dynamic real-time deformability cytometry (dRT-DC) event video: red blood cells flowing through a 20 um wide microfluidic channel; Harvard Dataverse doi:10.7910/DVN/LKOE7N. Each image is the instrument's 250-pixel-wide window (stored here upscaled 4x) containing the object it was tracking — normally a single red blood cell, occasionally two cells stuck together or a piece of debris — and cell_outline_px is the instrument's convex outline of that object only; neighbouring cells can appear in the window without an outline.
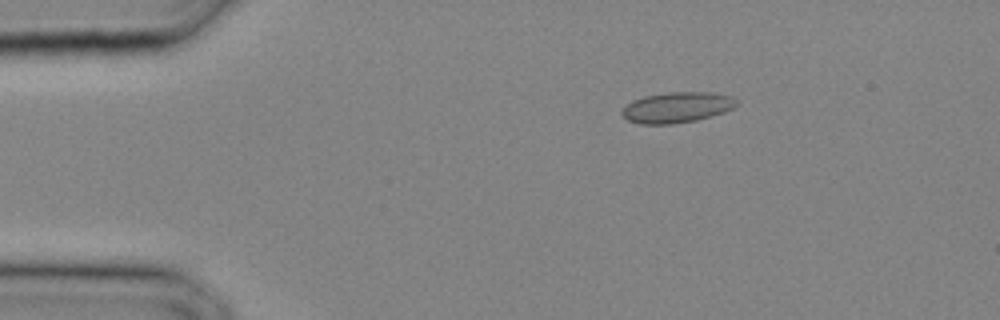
{"species": "common noctule bat (a hibernating species)", "species_latin": "Nyctalus noctula", "temperature_condition": "cold", "stored_images_in_passage": 28, "camera_frame_rate_fps": 3000, "um_per_image_px": 0.085, "animal": {"sex": "male", "body_mass_g": 20.4}, "frame": {"image": 1, "passage_image": 5, "time_ms": 1.333, "image_size_px": [1000, 320], "cell_outline_px": [[736, 104], [732, 108], [724, 112], [712, 116], [696, 120], [672, 124], [640, 124], [628, 120], [620, 112], [620, 108], [632, 100], [644, 96], [668, 92], [712, 92], [732, 96], [736, 100]], "centroid_in_image_um": [57.5, 9.12], "position_along_channel_um": 27.5, "area_um2": 20.58}}
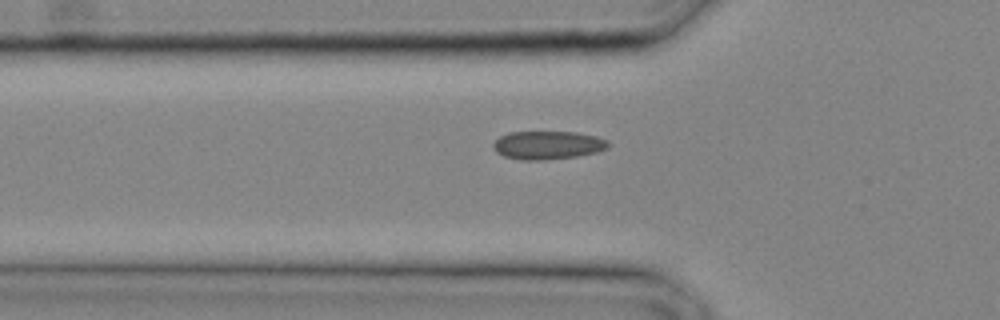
{"frame": {"image": 2, "passage_image": 10, "time_ms": 3.0, "image_size_px": [1000, 320], "cell_outline_px": [[608, 148], [596, 152], [576, 156], [544, 160], [520, 160], [504, 156], [496, 152], [492, 148], [492, 144], [500, 136], [508, 132], [576, 132], [596, 136], [608, 140]], "centroid_in_image_um": [46.53, 12.33], "position_along_channel_um": 79.3, "area_um2": 19.02}}
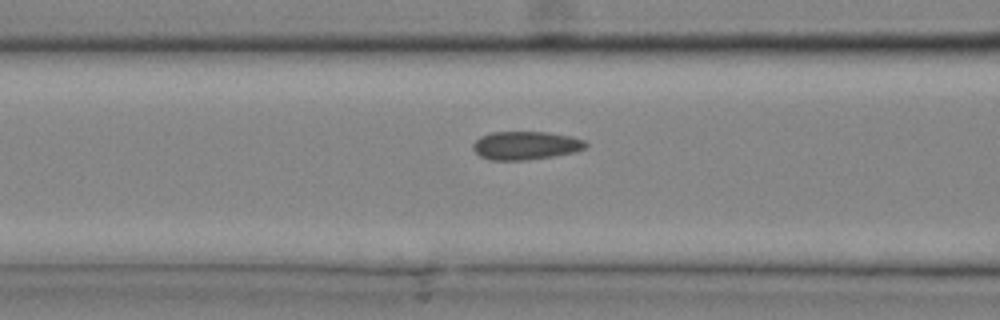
{"frame": {"image": 3, "passage_image": 12, "time_ms": 3.667, "image_size_px": [1000, 320], "cell_outline_px": [[588, 148], [576, 152], [556, 156], [528, 160], [492, 160], [480, 156], [472, 148], [472, 144], [480, 136], [492, 132], [548, 132], [572, 136], [584, 140], [588, 144]], "centroid_in_image_um": [44.73, 12.37], "position_along_channel_um": 121.9, "area_um2": 18.9}}